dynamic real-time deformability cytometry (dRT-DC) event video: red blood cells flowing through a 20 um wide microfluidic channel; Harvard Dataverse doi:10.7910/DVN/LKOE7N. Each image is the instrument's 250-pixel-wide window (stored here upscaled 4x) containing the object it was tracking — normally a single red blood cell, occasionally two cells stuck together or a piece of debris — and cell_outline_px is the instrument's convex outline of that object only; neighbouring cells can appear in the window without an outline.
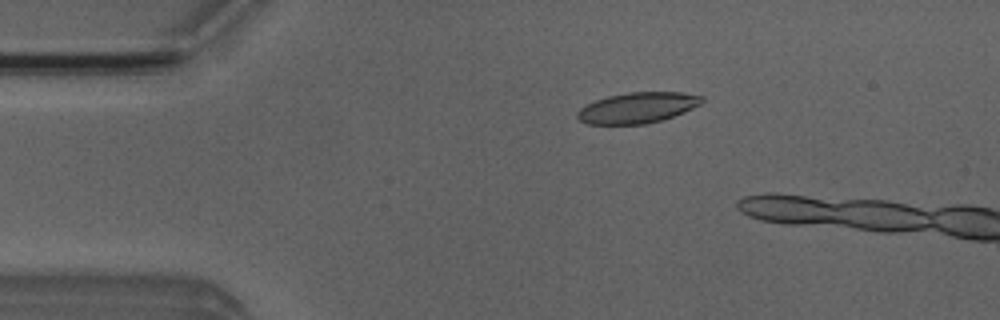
{"species": "Egyptian fruit bat (a non-hibernating species)", "species_latin": "Rousettus aegyptiacus", "temperature_condition": "room temperature", "stored_images_in_passage": 4, "camera_frame_rate_fps": 3000, "um_per_image_px": 0.085, "animal": {"sex": "male"}, "frame": {"image": 1, "passage_image": 3, "time_ms": 2.333, "image_size_px": [1000, 320], "cell_outline_px": [[704, 100], [700, 104], [684, 112], [660, 120], [644, 124], [588, 124], [580, 120], [576, 116], [576, 112], [580, 108], [596, 100], [608, 96], [628, 92], [680, 92], [704, 96]], "centroid_in_image_um": [54.18, 9.15], "position_along_channel_um": 30.8, "area_um2": 22.14}}